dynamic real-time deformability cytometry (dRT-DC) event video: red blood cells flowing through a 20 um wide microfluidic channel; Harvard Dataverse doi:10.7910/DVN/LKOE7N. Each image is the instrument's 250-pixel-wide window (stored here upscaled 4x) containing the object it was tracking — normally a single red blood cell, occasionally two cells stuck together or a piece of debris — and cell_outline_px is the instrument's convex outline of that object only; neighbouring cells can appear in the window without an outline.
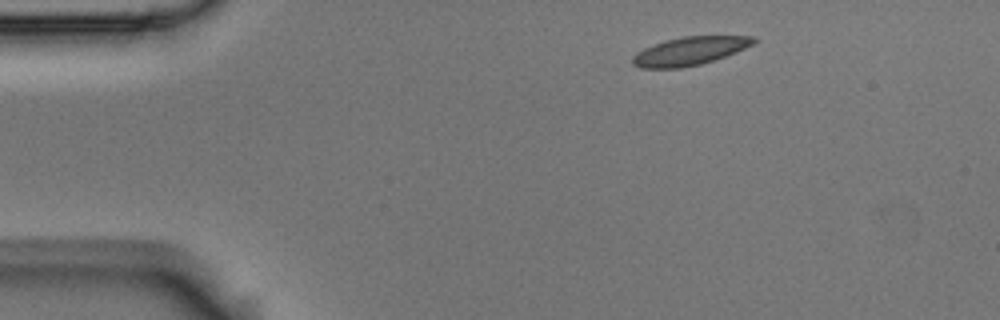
{"species": "Egyptian fruit bat (a non-hibernating species)", "species_latin": "Rousettus aegyptiacus", "temperature_condition": "room temperature", "stored_images_in_passage": 3, "camera_frame_rate_fps": 3000, "um_per_image_px": 0.085, "animal": {"sex": "male"}, "frame": {"image": 1, "passage_image": 1, "time_ms": 0.0, "image_size_px": [1000, 320], "cell_outline_px": [[756, 40], [752, 44], [736, 52], [716, 60], [700, 64], [680, 68], [640, 68], [632, 64], [632, 56], [636, 52], [644, 48], [664, 40], [684, 36], [756, 36]], "centroid_in_image_um": [58.6, 4.34], "position_along_channel_um": 26.4, "area_um2": 20.0}}